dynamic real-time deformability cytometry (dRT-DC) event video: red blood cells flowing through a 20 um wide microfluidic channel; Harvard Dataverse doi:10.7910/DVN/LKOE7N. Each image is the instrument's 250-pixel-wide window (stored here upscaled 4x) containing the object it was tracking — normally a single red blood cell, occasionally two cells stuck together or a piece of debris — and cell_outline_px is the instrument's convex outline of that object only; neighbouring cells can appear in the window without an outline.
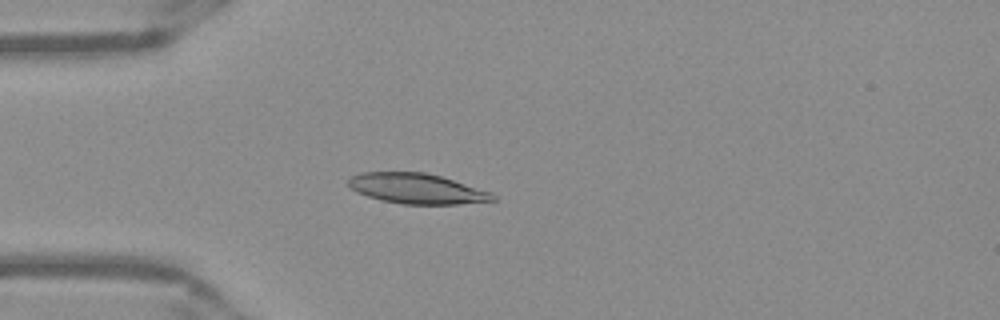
{"species": "Egyptian fruit bat (a non-hibernating species)", "species_latin": "Rousettus aegyptiacus", "temperature_condition": "warm", "stored_images_in_passage": 50, "camera_frame_rate_fps": 3000, "um_per_image_px": 0.085, "frame": {"image": 1, "passage_image": 13, "time_ms": 4.0, "image_size_px": [1000, 320], "cell_outline_px": [[496, 200], [456, 204], [404, 204], [380, 200], [356, 192], [348, 184], [348, 180], [352, 176], [360, 172], [424, 172], [440, 176], [492, 192], [496, 196]], "centroid_in_image_um": [35.42, 16.03], "position_along_channel_um": 49.6, "area_um2": 25.32}}
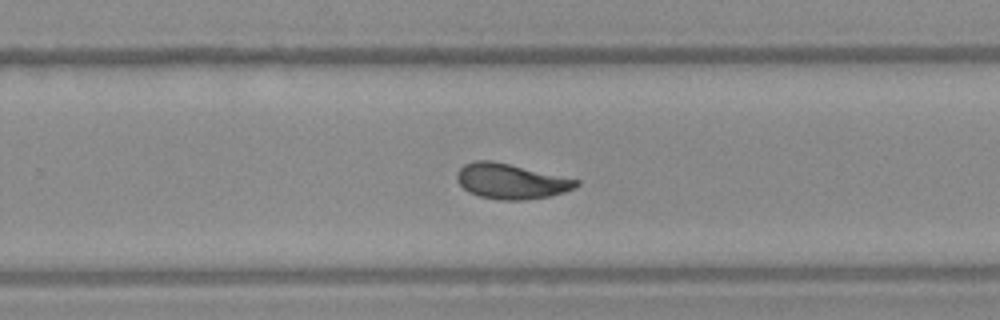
{"frame": {"image": 2, "passage_image": 32, "time_ms": 10.333, "image_size_px": [1000, 320], "cell_outline_px": [[580, 184], [576, 188], [552, 196], [524, 200], [496, 200], [480, 196], [468, 192], [456, 180], [456, 172], [464, 164], [476, 160], [492, 160], [580, 180]], "centroid_in_image_um": [43.43, 15.41], "position_along_channel_um": 286.4, "area_um2": 24.68}}
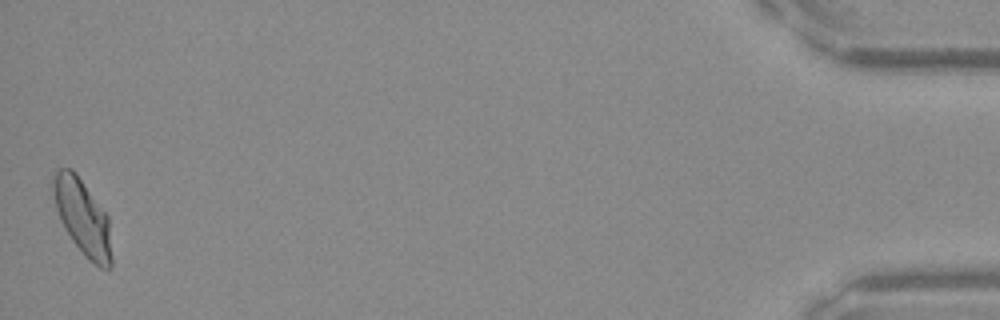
{"frame": {"image": 3, "passage_image": 50, "time_ms": 16.333, "image_size_px": [1000, 320], "cell_outline_px": [[112, 268], [100, 268], [84, 256], [72, 240], [64, 228], [60, 220], [56, 208], [52, 188], [52, 176], [60, 168], [72, 168], [76, 172], [108, 216], [112, 256]], "centroid_in_image_um": [7.02, 18.47], "position_along_channel_um": 428.2, "area_um2": 25.84}, "authors_computed_cell_mechanics": {"area_um2": 24.6517, "velocity_mm_per_s": 3.9157, "shape_relaxation_time_tau1_ms": 7.0374, "shape_relaxation_time_tau2_ms": 1.4595, "deformation_change_tau1": 0.2111, "deformation_change_tau2": 0.0543}}